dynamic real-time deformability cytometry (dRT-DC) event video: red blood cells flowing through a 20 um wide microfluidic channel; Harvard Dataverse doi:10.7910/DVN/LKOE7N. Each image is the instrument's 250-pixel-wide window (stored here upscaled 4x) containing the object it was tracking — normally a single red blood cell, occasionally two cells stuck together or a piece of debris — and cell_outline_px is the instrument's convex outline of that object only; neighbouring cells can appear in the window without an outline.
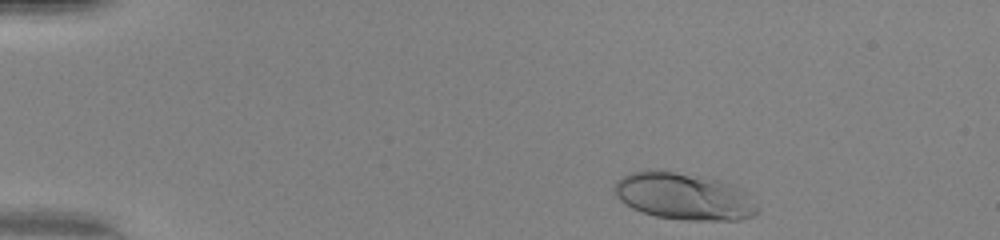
{"species": "human", "species_latin": "Homo sapiens", "temperature_condition": "warm", "stored_images_in_passage": 44, "camera_frame_rate_fps": 3000, "um_per_image_px": 0.085, "donor": {"sex": "female"}, "frame": {"image": 1, "passage_image": 2, "time_ms": 0.333, "image_size_px": [1000, 240], "cell_outline_px": [[756, 212], [752, 216], [740, 220], [684, 220], [656, 216], [632, 208], [620, 200], [616, 196], [612, 188], [616, 180], [632, 172], [644, 168], [660, 168], [708, 176], [732, 184], [748, 192], [756, 208]], "centroid_in_image_um": [58.08, 16.64], "position_along_channel_um": 26.9, "area_um2": 39.94}}
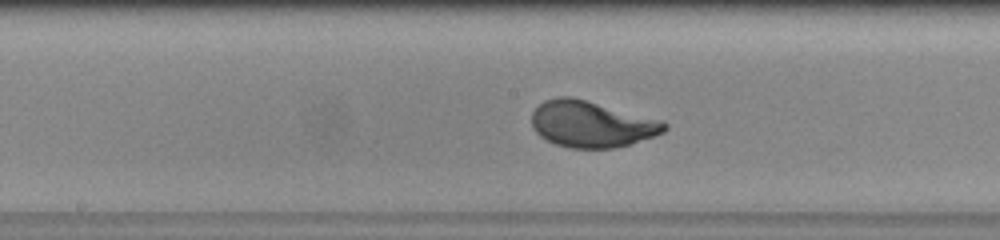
{"frame": {"image": 2, "passage_image": 21, "time_ms": 6.667, "image_size_px": [1000, 240], "cell_outline_px": [[668, 128], [664, 132], [632, 144], [612, 148], [568, 148], [556, 144], [540, 136], [532, 128], [532, 112], [544, 100], [556, 96], [572, 96], [664, 120], [668, 124]], "centroid_in_image_um": [50.3, 10.54], "position_along_channel_um": 197.9, "area_um2": 36.18}}
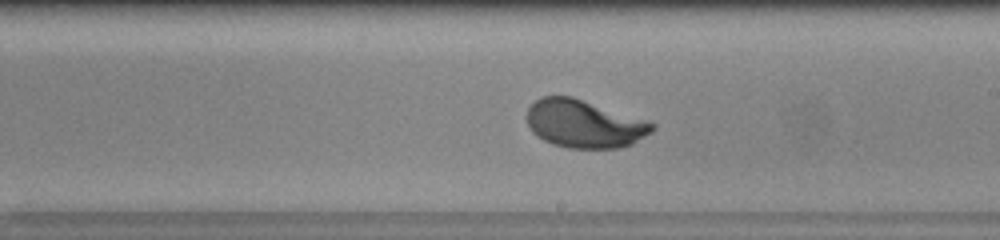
{"frame": {"image": 3, "passage_image": 24, "time_ms": 7.667, "image_size_px": [1000, 240], "cell_outline_px": [[656, 128], [652, 132], [632, 144], [620, 148], [568, 148], [552, 144], [536, 136], [532, 132], [528, 124], [528, 108], [540, 96], [572, 96], [648, 120], [656, 124]], "centroid_in_image_um": [49.69, 10.53], "position_along_channel_um": 239.3, "area_um2": 35.2}, "authors_computed_cell_mechanics": {"area_um2": 35.7204, "velocity_mm_per_s": 4.1536, "shape_relaxation_time_tau1_ms": 1.9378, "shape_relaxation_time_tau2_ms": null, "deformation_change_tau1": 0.1744, "deformation_change_tau2": null}}